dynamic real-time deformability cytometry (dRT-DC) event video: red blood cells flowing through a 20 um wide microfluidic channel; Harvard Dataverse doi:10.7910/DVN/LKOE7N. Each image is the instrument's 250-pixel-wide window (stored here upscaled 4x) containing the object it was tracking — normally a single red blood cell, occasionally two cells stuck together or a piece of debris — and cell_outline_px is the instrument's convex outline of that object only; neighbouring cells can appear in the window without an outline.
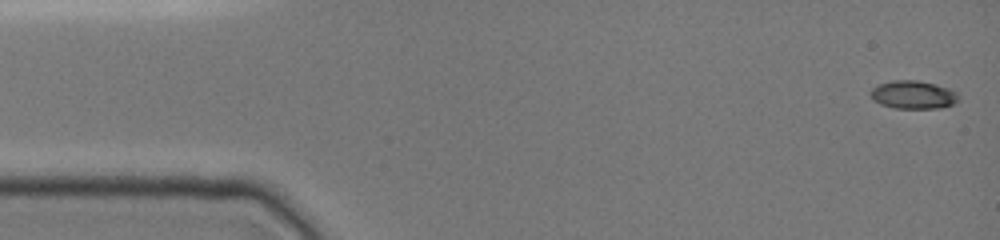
{"species": "common noctule bat (a hibernating species)", "species_latin": "Nyctalus noctula", "temperature_condition": "cold", "stored_images_in_passage": 13, "camera_frame_rate_fps": 3000, "um_per_image_px": 0.085, "animal": {"sex": "female", "body_mass_g": 19.0, "forearm_length_mm": 51.5}, "frame": {"image": 1, "passage_image": 1, "time_ms": 0.0, "image_size_px": [1000, 240], "cell_outline_px": [[960, 100], [952, 104], [940, 108], [896, 108], [880, 104], [872, 100], [868, 92], [872, 88], [880, 84], [892, 80], [916, 80], [936, 84], [948, 88], [956, 92]], "centroid_in_image_um": [77.6, 8.05], "position_along_channel_um": 7.4, "area_um2": 14.51}}
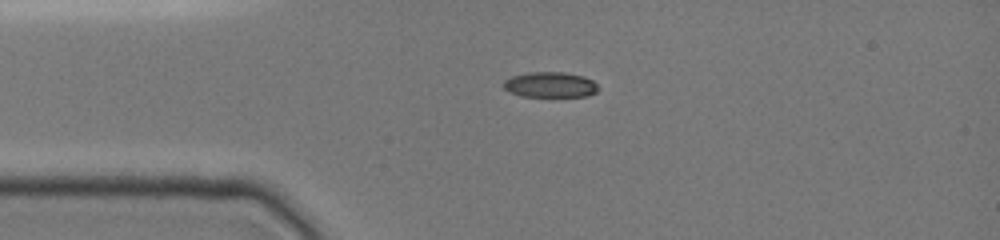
{"frame": {"image": 2, "passage_image": 11, "time_ms": 3.333, "image_size_px": [1000, 240], "cell_outline_px": [[600, 88], [596, 92], [588, 96], [520, 96], [508, 92], [504, 88], [504, 80], [512, 76], [528, 72], [564, 72], [584, 76], [592, 80]], "centroid_in_image_um": [46.77, 7.2], "position_along_channel_um": 38.2, "area_um2": 14.1}}